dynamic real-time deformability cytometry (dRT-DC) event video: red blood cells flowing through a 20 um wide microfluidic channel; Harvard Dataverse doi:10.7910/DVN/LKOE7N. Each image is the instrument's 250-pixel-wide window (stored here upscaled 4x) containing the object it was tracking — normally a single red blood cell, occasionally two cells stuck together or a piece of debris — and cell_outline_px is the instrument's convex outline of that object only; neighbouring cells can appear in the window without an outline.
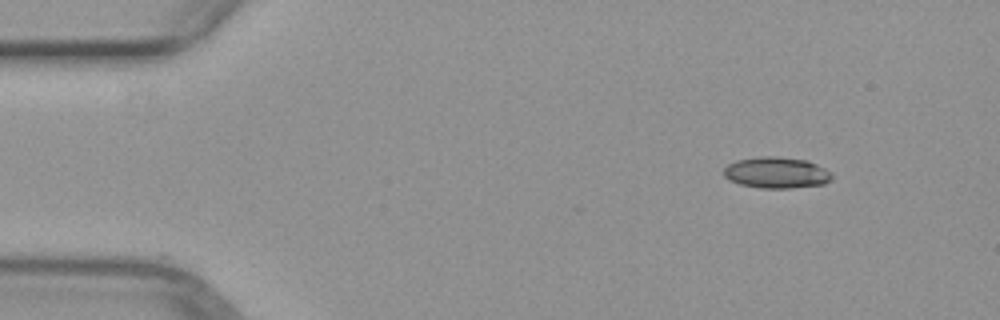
{"species": "common noctule bat (a hibernating species)", "species_latin": "Nyctalus noctula", "temperature_condition": "warm", "stored_images_in_passage": 46, "camera_frame_rate_fps": 3000, "um_per_image_px": 0.085, "animal": {"sex": "female", "body_mass_g": 29.2, "forearm_length_mm": 56.3}, "frame": {"image": 1, "passage_image": 1, "time_ms": 0.0, "image_size_px": [1000, 320], "cell_outline_px": [[832, 176], [824, 184], [792, 188], [760, 188], [740, 184], [728, 180], [724, 176], [724, 168], [728, 164], [736, 160], [760, 156], [776, 156], [808, 160], [832, 172]], "centroid_in_image_um": [65.98, 14.67], "position_along_channel_um": 19.0, "area_um2": 19.77}}
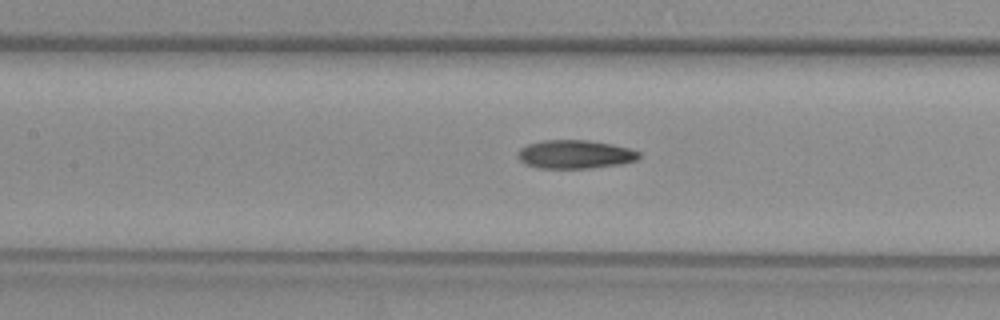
{"frame": {"image": 2, "passage_image": 18, "time_ms": 5.667, "image_size_px": [1000, 320], "cell_outline_px": [[640, 156], [636, 160], [620, 164], [592, 168], [536, 168], [524, 164], [516, 156], [516, 152], [520, 148], [528, 144], [544, 140], [584, 140], [612, 144], [628, 148], [640, 152]], "centroid_in_image_um": [48.83, 13.12], "position_along_channel_um": 158.6, "area_um2": 20.23}}
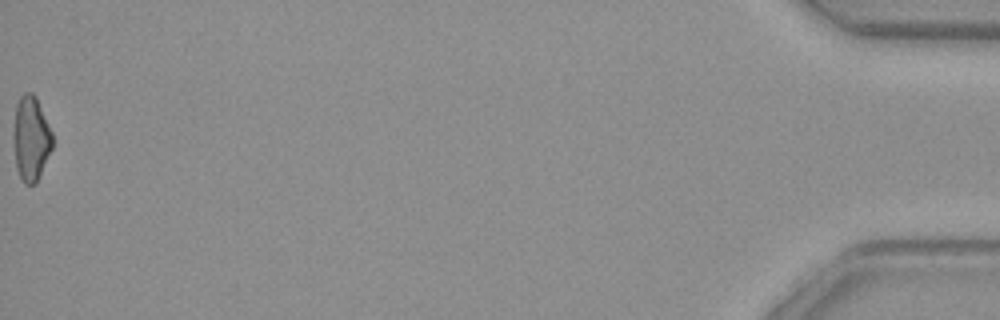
{"frame": {"image": 3, "passage_image": 46, "time_ms": 15.0, "image_size_px": [1000, 320], "cell_outline_px": [[52, 148], [40, 176], [36, 184], [24, 184], [16, 168], [12, 140], [12, 136], [16, 104], [20, 96], [24, 92], [32, 92], [36, 96], [52, 132]], "centroid_in_image_um": [2.61, 11.77], "position_along_channel_um": 432.6, "area_um2": 19.54}}